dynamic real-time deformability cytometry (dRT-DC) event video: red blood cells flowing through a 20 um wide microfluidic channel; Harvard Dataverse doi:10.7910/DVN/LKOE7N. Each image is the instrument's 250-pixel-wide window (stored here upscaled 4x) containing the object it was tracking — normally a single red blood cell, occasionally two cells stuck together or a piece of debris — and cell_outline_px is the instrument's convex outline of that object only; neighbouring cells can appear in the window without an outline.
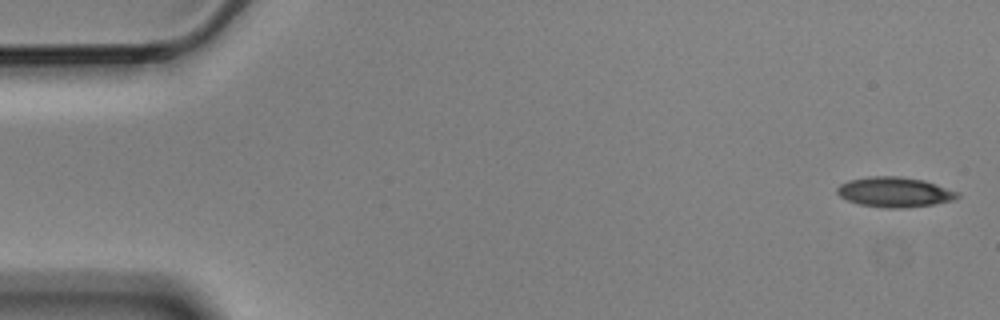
{"species": "Egyptian fruit bat (a non-hibernating species)", "species_latin": "Rousettus aegyptiacus", "temperature_condition": "cold", "stored_images_in_passage": 5, "camera_frame_rate_fps": 3000, "um_per_image_px": 0.085, "animal": {"sex": "male"}, "frame": {"image": 1, "passage_image": 1, "time_ms": 0.0, "image_size_px": [1000, 320], "cell_outline_px": [[960, 196], [952, 200], [932, 204], [900, 208], [884, 208], [860, 204], [848, 200], [840, 196], [836, 192], [836, 188], [840, 184], [848, 180], [872, 176], [900, 176], [924, 180], [960, 192]], "centroid_in_image_um": [76.03, 16.32], "position_along_channel_um": 9.0, "area_um2": 20.98}}
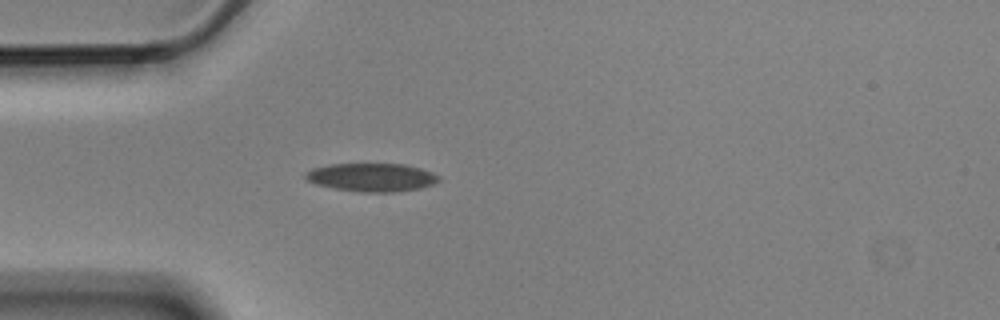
{"frame": {"image": 2, "passage_image": 5, "time_ms": 1.333, "image_size_px": [1000, 320], "cell_outline_px": [[440, 180], [432, 184], [420, 188], [396, 192], [364, 192], [336, 188], [316, 184], [308, 180], [304, 176], [312, 168], [332, 164], [404, 164], [420, 168], [432, 172], [440, 176]], "centroid_in_image_um": [31.63, 15.07], "position_along_channel_um": 53.4, "area_um2": 21.73}}